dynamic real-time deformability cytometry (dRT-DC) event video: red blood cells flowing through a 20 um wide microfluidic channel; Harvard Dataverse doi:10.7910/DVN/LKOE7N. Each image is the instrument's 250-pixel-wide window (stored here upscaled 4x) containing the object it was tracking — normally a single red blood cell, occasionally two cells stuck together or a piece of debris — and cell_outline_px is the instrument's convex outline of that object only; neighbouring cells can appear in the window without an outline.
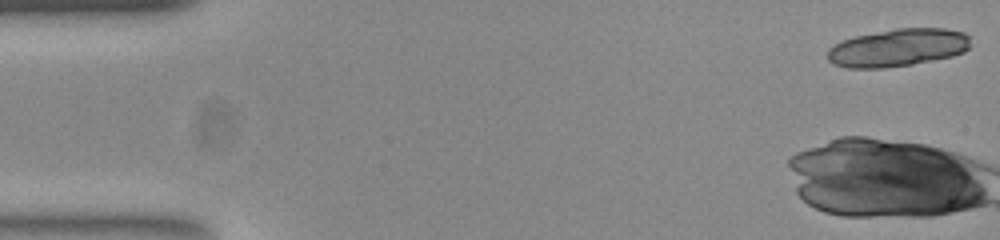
{"species": "common noctule bat (a hibernating species)", "species_latin": "Nyctalus noctula", "temperature_condition": "room temperature", "stored_images_in_passage": 15, "camera_frame_rate_fps": 3000, "um_per_image_px": 0.085, "animal": {"sex": "female", "body_mass_g": 23.0, "forearm_length_mm": 53.4}, "frame": {"image": 1, "passage_image": 1, "time_ms": 0.0, "image_size_px": [1000, 240], "cell_outline_px": [[968, 48], [964, 52], [952, 56], [912, 64], [884, 68], [848, 68], [832, 64], [828, 60], [828, 48], [844, 40], [856, 36], [896, 28], [944, 28], [964, 32], [968, 36]], "centroid_in_image_um": [76.31, 4.05], "position_along_channel_um": 8.7, "area_um2": 31.27}}